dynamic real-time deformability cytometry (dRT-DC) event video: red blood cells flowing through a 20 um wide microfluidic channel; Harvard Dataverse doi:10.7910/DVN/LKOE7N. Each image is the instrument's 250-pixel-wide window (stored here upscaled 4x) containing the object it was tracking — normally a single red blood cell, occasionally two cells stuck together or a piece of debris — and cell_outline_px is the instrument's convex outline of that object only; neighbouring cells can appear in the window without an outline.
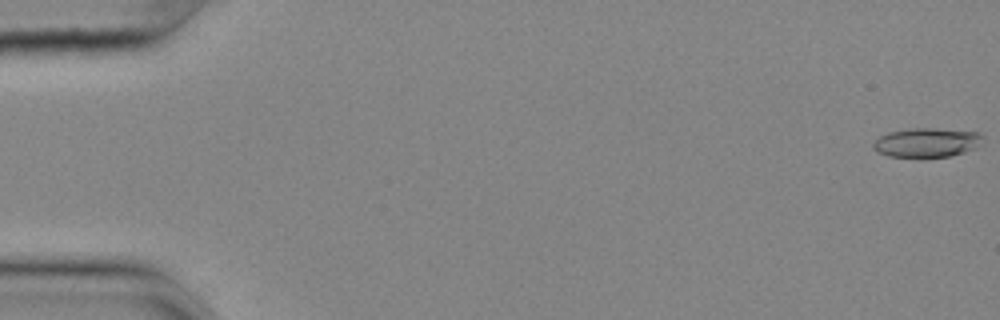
{"species": "common noctule bat (a hibernating species)", "species_latin": "Nyctalus noctula", "temperature_condition": "cold", "stored_images_in_passage": 18, "camera_frame_rate_fps": 3000, "um_per_image_px": 0.085, "animal": {"sex": "female", "body_mass_g": 25.1}, "frame": {"image": 1, "passage_image": 1, "time_ms": 0.0, "image_size_px": [1000, 320], "cell_outline_px": [[984, 140], [976, 148], [964, 152], [948, 156], [888, 156], [876, 152], [872, 148], [872, 144], [880, 136], [888, 132], [912, 128], [932, 128], [980, 132], [984, 136]], "centroid_in_image_um": [78.79, 12.1], "position_along_channel_um": 6.2, "area_um2": 18.61}}